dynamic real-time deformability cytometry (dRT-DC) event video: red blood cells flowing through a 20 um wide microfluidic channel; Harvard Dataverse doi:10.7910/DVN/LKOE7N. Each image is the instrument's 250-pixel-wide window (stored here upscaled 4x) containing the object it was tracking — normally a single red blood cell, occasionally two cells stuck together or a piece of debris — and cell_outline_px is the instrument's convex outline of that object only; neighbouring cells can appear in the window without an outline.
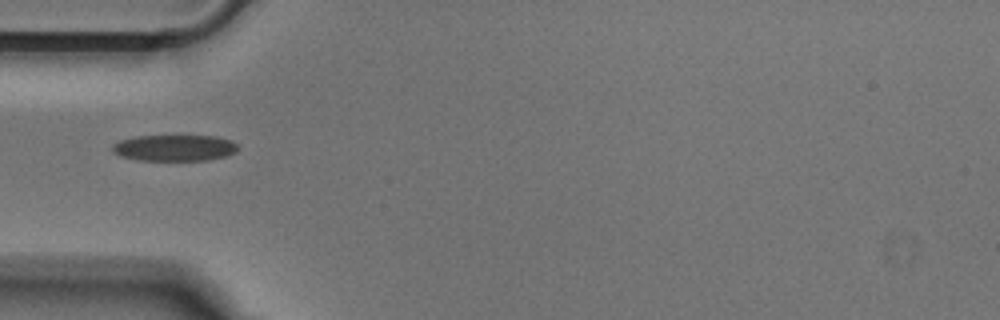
{"species": "Egyptian fruit bat (a non-hibernating species)", "species_latin": "Rousettus aegyptiacus", "temperature_condition": "cold", "stored_images_in_passage": 34, "camera_frame_rate_fps": 3000, "um_per_image_px": 0.085, "animal": {"sex": "male"}, "frame": {"image": 1, "passage_image": 1, "time_ms": 0.0, "image_size_px": [1000, 320], "cell_outline_px": [[236, 152], [224, 156], [208, 160], [136, 160], [120, 156], [112, 152], [112, 144], [120, 140], [136, 136], [216, 136], [232, 140], [236, 144]], "centroid_in_image_um": [14.79, 12.57], "position_along_channel_um": 70.2, "area_um2": 19.19}}
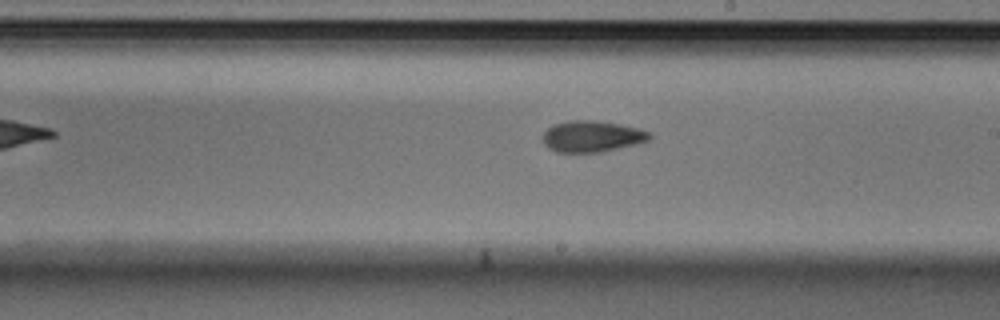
{"frame": {"image": 2, "passage_image": 14, "time_ms": 4.333, "image_size_px": [1000, 320], "cell_outline_px": [[652, 136], [648, 140], [640, 144], [600, 152], [556, 152], [548, 148], [544, 144], [540, 136], [552, 124], [568, 120], [596, 120], [620, 124], [640, 128], [652, 132]], "centroid_in_image_um": [50.32, 11.58], "position_along_channel_um": 238.7, "area_um2": 19.94}}
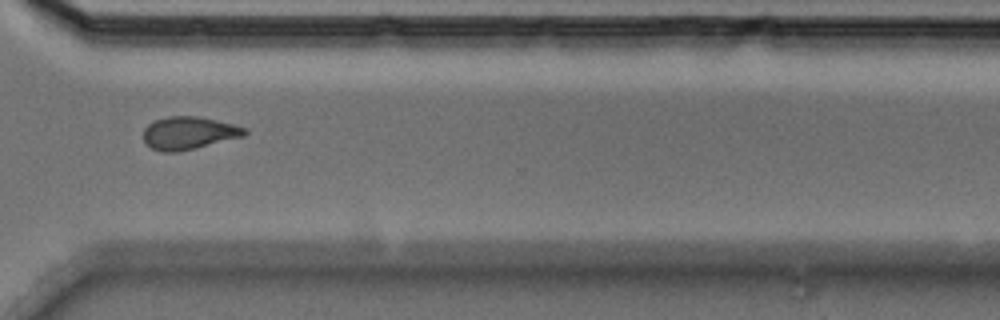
{"frame": {"image": 3, "passage_image": 23, "time_ms": 7.333, "image_size_px": [1000, 320], "cell_outline_px": [[248, 132], [244, 136], [196, 148], [176, 152], [164, 152], [152, 148], [144, 140], [144, 128], [148, 124], [156, 120], [168, 116], [200, 116], [248, 128]], "centroid_in_image_um": [16.07, 11.3], "position_along_channel_um": 354.5, "area_um2": 19.25}}